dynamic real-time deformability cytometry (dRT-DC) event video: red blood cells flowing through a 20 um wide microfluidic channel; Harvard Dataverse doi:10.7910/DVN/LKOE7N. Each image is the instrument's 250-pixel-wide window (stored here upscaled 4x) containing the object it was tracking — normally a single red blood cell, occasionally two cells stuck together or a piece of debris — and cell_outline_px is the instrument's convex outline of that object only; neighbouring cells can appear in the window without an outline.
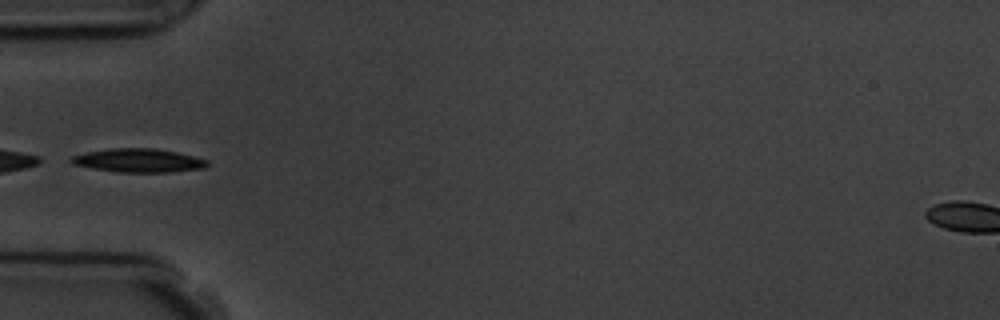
{"species": "common noctule bat (a hibernating species)", "species_latin": "Nyctalus noctula", "temperature_condition": "room temperature", "stored_images_in_passage": 2, "camera_frame_rate_fps": 3000, "um_per_image_px": 0.085, "animal": {"sex": "male", "body_mass_g": 19.5, "forearm_length_mm": 54.6}, "frame": {"image": 1, "passage_image": 2, "time_ms": 1.0, "image_size_px": [1000, 320], "cell_outline_px": [[208, 164], [204, 168], [168, 172], [116, 172], [92, 168], [72, 164], [68, 160], [72, 156], [88, 152], [112, 148], [156, 148], [196, 156], [208, 160]], "centroid_in_image_um": [11.78, 13.64], "position_along_channel_um": 73.2, "area_um2": 18.73}}